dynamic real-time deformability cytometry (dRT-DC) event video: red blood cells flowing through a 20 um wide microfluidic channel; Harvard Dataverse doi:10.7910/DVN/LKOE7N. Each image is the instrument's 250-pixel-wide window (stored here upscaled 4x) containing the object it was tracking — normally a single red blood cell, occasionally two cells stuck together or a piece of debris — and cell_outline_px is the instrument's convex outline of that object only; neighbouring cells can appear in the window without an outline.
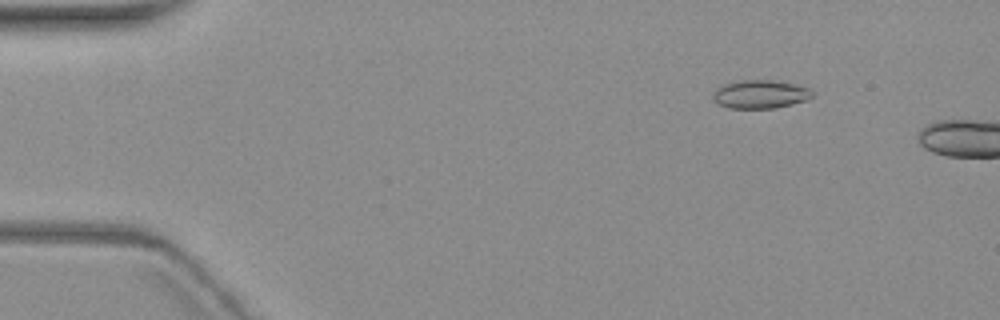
{"species": "common noctule bat (a hibernating species)", "species_latin": "Nyctalus noctula", "temperature_condition": "warm", "stored_images_in_passage": 4, "camera_frame_rate_fps": 3000, "um_per_image_px": 0.085, "animal": {"sex": "female", "body_mass_g": 19.3, "forearm_length_mm": 54.1}, "frame": {"image": 1, "passage_image": 2, "time_ms": 2.0, "image_size_px": [1000, 320], "cell_outline_px": [[812, 96], [808, 100], [776, 108], [728, 108], [716, 104], [712, 96], [716, 88], [724, 84], [736, 80], [772, 80], [792, 84], [808, 88], [812, 92]], "centroid_in_image_um": [64.57, 8.02], "position_along_channel_um": 20.4, "area_um2": 16.47}}